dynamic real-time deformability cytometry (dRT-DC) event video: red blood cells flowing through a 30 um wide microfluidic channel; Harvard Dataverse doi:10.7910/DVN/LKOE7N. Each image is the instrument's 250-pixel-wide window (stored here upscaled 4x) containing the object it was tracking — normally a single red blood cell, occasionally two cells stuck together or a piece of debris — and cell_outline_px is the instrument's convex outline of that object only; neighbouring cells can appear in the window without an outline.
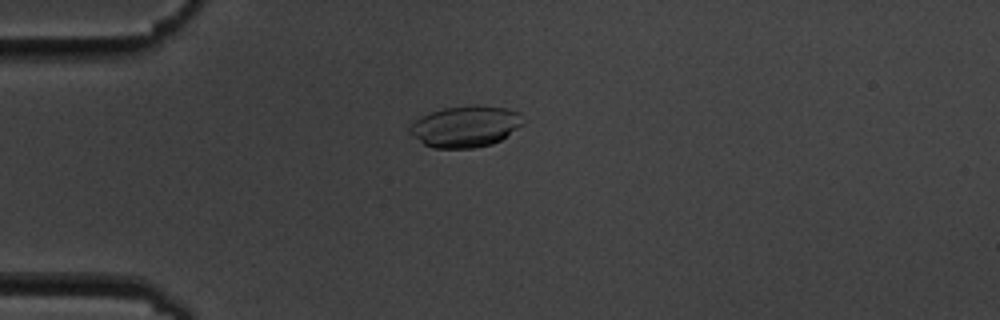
{"species": "common noctule bat (a hibernating species)", "species_latin": "Nyctalus noctula", "temperature_condition": "cold", "stored_images_in_passage": 4, "camera_frame_rate_fps": 3000, "um_per_image_px": 0.085, "animal": {"sex": "male", "body_mass_g": 19.5, "forearm_length_mm": 54.6}, "frame": {"image": 1, "passage_image": 4, "time_ms": 3.667, "image_size_px": [1000, 320], "cell_outline_px": [[524, 124], [500, 140], [492, 144], [472, 148], [432, 148], [424, 144], [412, 136], [408, 132], [408, 128], [416, 120], [432, 112], [444, 108], [472, 104], [476, 104], [504, 108], [520, 112]], "centroid_in_image_um": [39.57, 10.74], "position_along_channel_um": 45.4, "area_um2": 27.28}}